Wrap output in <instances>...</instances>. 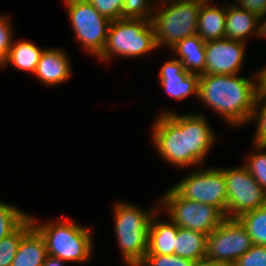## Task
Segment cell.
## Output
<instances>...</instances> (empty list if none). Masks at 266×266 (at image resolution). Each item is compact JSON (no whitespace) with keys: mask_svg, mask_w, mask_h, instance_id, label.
Wrapping results in <instances>:
<instances>
[{"mask_svg":"<svg viewBox=\"0 0 266 266\" xmlns=\"http://www.w3.org/2000/svg\"><path fill=\"white\" fill-rule=\"evenodd\" d=\"M202 2L161 3L159 4L162 5V7L160 6L161 10L157 9L156 6L154 7L151 22L155 32L157 48L165 45L171 49L186 37L197 34L198 15Z\"/></svg>","mask_w":266,"mask_h":266,"instance_id":"6","label":"cell"},{"mask_svg":"<svg viewBox=\"0 0 266 266\" xmlns=\"http://www.w3.org/2000/svg\"><path fill=\"white\" fill-rule=\"evenodd\" d=\"M158 76L161 87L174 100L191 95L198 98L199 75L188 73L177 58L166 61Z\"/></svg>","mask_w":266,"mask_h":266,"instance_id":"13","label":"cell"},{"mask_svg":"<svg viewBox=\"0 0 266 266\" xmlns=\"http://www.w3.org/2000/svg\"><path fill=\"white\" fill-rule=\"evenodd\" d=\"M72 70L67 53L60 48H45L34 74L43 85L54 86L69 79Z\"/></svg>","mask_w":266,"mask_h":266,"instance_id":"14","label":"cell"},{"mask_svg":"<svg viewBox=\"0 0 266 266\" xmlns=\"http://www.w3.org/2000/svg\"><path fill=\"white\" fill-rule=\"evenodd\" d=\"M172 188L187 200L217 207L227 218V189L223 168L193 171Z\"/></svg>","mask_w":266,"mask_h":266,"instance_id":"9","label":"cell"},{"mask_svg":"<svg viewBox=\"0 0 266 266\" xmlns=\"http://www.w3.org/2000/svg\"><path fill=\"white\" fill-rule=\"evenodd\" d=\"M258 18L234 4L226 6L225 38L246 43L249 36L258 34Z\"/></svg>","mask_w":266,"mask_h":266,"instance_id":"16","label":"cell"},{"mask_svg":"<svg viewBox=\"0 0 266 266\" xmlns=\"http://www.w3.org/2000/svg\"><path fill=\"white\" fill-rule=\"evenodd\" d=\"M190 74L204 75L206 67L205 42L198 34L186 37L171 48Z\"/></svg>","mask_w":266,"mask_h":266,"instance_id":"18","label":"cell"},{"mask_svg":"<svg viewBox=\"0 0 266 266\" xmlns=\"http://www.w3.org/2000/svg\"><path fill=\"white\" fill-rule=\"evenodd\" d=\"M159 211L152 216L148 229V250L146 255H173L178 226L170 219L160 221L157 219Z\"/></svg>","mask_w":266,"mask_h":266,"instance_id":"15","label":"cell"},{"mask_svg":"<svg viewBox=\"0 0 266 266\" xmlns=\"http://www.w3.org/2000/svg\"><path fill=\"white\" fill-rule=\"evenodd\" d=\"M210 1L202 2L198 15L197 34L204 42L225 38L226 6L215 7Z\"/></svg>","mask_w":266,"mask_h":266,"instance_id":"17","label":"cell"},{"mask_svg":"<svg viewBox=\"0 0 266 266\" xmlns=\"http://www.w3.org/2000/svg\"><path fill=\"white\" fill-rule=\"evenodd\" d=\"M6 65V56L0 51V68Z\"/></svg>","mask_w":266,"mask_h":266,"instance_id":"37","label":"cell"},{"mask_svg":"<svg viewBox=\"0 0 266 266\" xmlns=\"http://www.w3.org/2000/svg\"><path fill=\"white\" fill-rule=\"evenodd\" d=\"M157 49L152 22L146 19H116L111 21L105 46L97 57L109 62L111 58L138 57Z\"/></svg>","mask_w":266,"mask_h":266,"instance_id":"5","label":"cell"},{"mask_svg":"<svg viewBox=\"0 0 266 266\" xmlns=\"http://www.w3.org/2000/svg\"><path fill=\"white\" fill-rule=\"evenodd\" d=\"M262 102V103H261ZM261 108L259 110V106ZM257 121L254 144L266 145V96H256L254 109L252 110L249 121Z\"/></svg>","mask_w":266,"mask_h":266,"instance_id":"27","label":"cell"},{"mask_svg":"<svg viewBox=\"0 0 266 266\" xmlns=\"http://www.w3.org/2000/svg\"><path fill=\"white\" fill-rule=\"evenodd\" d=\"M44 49L27 40L13 42L6 56V65H13L19 71L34 73Z\"/></svg>","mask_w":266,"mask_h":266,"instance_id":"21","label":"cell"},{"mask_svg":"<svg viewBox=\"0 0 266 266\" xmlns=\"http://www.w3.org/2000/svg\"><path fill=\"white\" fill-rule=\"evenodd\" d=\"M265 16H266V13L261 15V16H259V18H258V34H257V37L266 38V20L263 19ZM265 19H266V17H265Z\"/></svg>","mask_w":266,"mask_h":266,"instance_id":"34","label":"cell"},{"mask_svg":"<svg viewBox=\"0 0 266 266\" xmlns=\"http://www.w3.org/2000/svg\"><path fill=\"white\" fill-rule=\"evenodd\" d=\"M235 266H266V246L253 245L234 263Z\"/></svg>","mask_w":266,"mask_h":266,"instance_id":"30","label":"cell"},{"mask_svg":"<svg viewBox=\"0 0 266 266\" xmlns=\"http://www.w3.org/2000/svg\"><path fill=\"white\" fill-rule=\"evenodd\" d=\"M92 6L110 21L121 19L124 0H88Z\"/></svg>","mask_w":266,"mask_h":266,"instance_id":"29","label":"cell"},{"mask_svg":"<svg viewBox=\"0 0 266 266\" xmlns=\"http://www.w3.org/2000/svg\"><path fill=\"white\" fill-rule=\"evenodd\" d=\"M257 96L254 79L238 74L199 76L198 99L234 127L248 124Z\"/></svg>","mask_w":266,"mask_h":266,"instance_id":"2","label":"cell"},{"mask_svg":"<svg viewBox=\"0 0 266 266\" xmlns=\"http://www.w3.org/2000/svg\"><path fill=\"white\" fill-rule=\"evenodd\" d=\"M254 149L243 165L266 191V145L254 144Z\"/></svg>","mask_w":266,"mask_h":266,"instance_id":"25","label":"cell"},{"mask_svg":"<svg viewBox=\"0 0 266 266\" xmlns=\"http://www.w3.org/2000/svg\"><path fill=\"white\" fill-rule=\"evenodd\" d=\"M222 264H219L215 261H212L208 258H203L194 261L193 266H221Z\"/></svg>","mask_w":266,"mask_h":266,"instance_id":"36","label":"cell"},{"mask_svg":"<svg viewBox=\"0 0 266 266\" xmlns=\"http://www.w3.org/2000/svg\"><path fill=\"white\" fill-rule=\"evenodd\" d=\"M227 189V218L237 219L242 214L264 206L265 190L247 168H223Z\"/></svg>","mask_w":266,"mask_h":266,"instance_id":"10","label":"cell"},{"mask_svg":"<svg viewBox=\"0 0 266 266\" xmlns=\"http://www.w3.org/2000/svg\"><path fill=\"white\" fill-rule=\"evenodd\" d=\"M46 257L45 240L33 226L23 236L11 266H42Z\"/></svg>","mask_w":266,"mask_h":266,"instance_id":"19","label":"cell"},{"mask_svg":"<svg viewBox=\"0 0 266 266\" xmlns=\"http://www.w3.org/2000/svg\"><path fill=\"white\" fill-rule=\"evenodd\" d=\"M63 262L64 261L59 259V258L47 255V257H46V259H45V261H44L42 266H63L64 265Z\"/></svg>","mask_w":266,"mask_h":266,"instance_id":"35","label":"cell"},{"mask_svg":"<svg viewBox=\"0 0 266 266\" xmlns=\"http://www.w3.org/2000/svg\"><path fill=\"white\" fill-rule=\"evenodd\" d=\"M177 1H206V0H158L156 1V3L159 2L161 4V3L177 2Z\"/></svg>","mask_w":266,"mask_h":266,"instance_id":"38","label":"cell"},{"mask_svg":"<svg viewBox=\"0 0 266 266\" xmlns=\"http://www.w3.org/2000/svg\"><path fill=\"white\" fill-rule=\"evenodd\" d=\"M159 209L164 210L178 227L209 235L226 216L215 206L181 197L172 187L159 198Z\"/></svg>","mask_w":266,"mask_h":266,"instance_id":"7","label":"cell"},{"mask_svg":"<svg viewBox=\"0 0 266 266\" xmlns=\"http://www.w3.org/2000/svg\"><path fill=\"white\" fill-rule=\"evenodd\" d=\"M264 206L266 207V192H265V202H264Z\"/></svg>","mask_w":266,"mask_h":266,"instance_id":"40","label":"cell"},{"mask_svg":"<svg viewBox=\"0 0 266 266\" xmlns=\"http://www.w3.org/2000/svg\"><path fill=\"white\" fill-rule=\"evenodd\" d=\"M152 144L173 166L190 167L203 162L216 136L202 114L180 115L163 111L152 125Z\"/></svg>","mask_w":266,"mask_h":266,"instance_id":"1","label":"cell"},{"mask_svg":"<svg viewBox=\"0 0 266 266\" xmlns=\"http://www.w3.org/2000/svg\"><path fill=\"white\" fill-rule=\"evenodd\" d=\"M150 3L151 0H124L121 19H146L151 21L154 6Z\"/></svg>","mask_w":266,"mask_h":266,"instance_id":"26","label":"cell"},{"mask_svg":"<svg viewBox=\"0 0 266 266\" xmlns=\"http://www.w3.org/2000/svg\"><path fill=\"white\" fill-rule=\"evenodd\" d=\"M19 208L0 202V240L14 232L27 218Z\"/></svg>","mask_w":266,"mask_h":266,"instance_id":"24","label":"cell"},{"mask_svg":"<svg viewBox=\"0 0 266 266\" xmlns=\"http://www.w3.org/2000/svg\"><path fill=\"white\" fill-rule=\"evenodd\" d=\"M257 96H266V66L256 74Z\"/></svg>","mask_w":266,"mask_h":266,"instance_id":"33","label":"cell"},{"mask_svg":"<svg viewBox=\"0 0 266 266\" xmlns=\"http://www.w3.org/2000/svg\"><path fill=\"white\" fill-rule=\"evenodd\" d=\"M5 15H0V51L7 56L9 49L13 44V32L10 27V20Z\"/></svg>","mask_w":266,"mask_h":266,"instance_id":"31","label":"cell"},{"mask_svg":"<svg viewBox=\"0 0 266 266\" xmlns=\"http://www.w3.org/2000/svg\"><path fill=\"white\" fill-rule=\"evenodd\" d=\"M237 8L247 10L258 17L266 13V0H235Z\"/></svg>","mask_w":266,"mask_h":266,"instance_id":"32","label":"cell"},{"mask_svg":"<svg viewBox=\"0 0 266 266\" xmlns=\"http://www.w3.org/2000/svg\"><path fill=\"white\" fill-rule=\"evenodd\" d=\"M206 247L207 235L182 227L178 228L175 239V255L194 262L206 258Z\"/></svg>","mask_w":266,"mask_h":266,"instance_id":"20","label":"cell"},{"mask_svg":"<svg viewBox=\"0 0 266 266\" xmlns=\"http://www.w3.org/2000/svg\"><path fill=\"white\" fill-rule=\"evenodd\" d=\"M193 261L173 255H146L139 266H193Z\"/></svg>","mask_w":266,"mask_h":266,"instance_id":"28","label":"cell"},{"mask_svg":"<svg viewBox=\"0 0 266 266\" xmlns=\"http://www.w3.org/2000/svg\"><path fill=\"white\" fill-rule=\"evenodd\" d=\"M246 228L253 245L266 246V207L261 206L237 218Z\"/></svg>","mask_w":266,"mask_h":266,"instance_id":"22","label":"cell"},{"mask_svg":"<svg viewBox=\"0 0 266 266\" xmlns=\"http://www.w3.org/2000/svg\"><path fill=\"white\" fill-rule=\"evenodd\" d=\"M76 41L98 57L105 46L111 21L88 0H64Z\"/></svg>","mask_w":266,"mask_h":266,"instance_id":"8","label":"cell"},{"mask_svg":"<svg viewBox=\"0 0 266 266\" xmlns=\"http://www.w3.org/2000/svg\"><path fill=\"white\" fill-rule=\"evenodd\" d=\"M33 227L28 217L14 232L0 240V266H11L23 236Z\"/></svg>","mask_w":266,"mask_h":266,"instance_id":"23","label":"cell"},{"mask_svg":"<svg viewBox=\"0 0 266 266\" xmlns=\"http://www.w3.org/2000/svg\"><path fill=\"white\" fill-rule=\"evenodd\" d=\"M33 226L43 236L47 255L59 258L65 262H86L92 257L93 234L90 229L80 226L67 218L38 223L39 221L29 214ZM62 219V220H61Z\"/></svg>","mask_w":266,"mask_h":266,"instance_id":"4","label":"cell"},{"mask_svg":"<svg viewBox=\"0 0 266 266\" xmlns=\"http://www.w3.org/2000/svg\"><path fill=\"white\" fill-rule=\"evenodd\" d=\"M245 48V42L227 38L205 42L204 74H238L245 60Z\"/></svg>","mask_w":266,"mask_h":266,"instance_id":"12","label":"cell"},{"mask_svg":"<svg viewBox=\"0 0 266 266\" xmlns=\"http://www.w3.org/2000/svg\"><path fill=\"white\" fill-rule=\"evenodd\" d=\"M253 242L238 219L226 218L207 236L206 258L222 265L234 264Z\"/></svg>","mask_w":266,"mask_h":266,"instance_id":"11","label":"cell"},{"mask_svg":"<svg viewBox=\"0 0 266 266\" xmlns=\"http://www.w3.org/2000/svg\"><path fill=\"white\" fill-rule=\"evenodd\" d=\"M221 266H235L234 264H227V265H221Z\"/></svg>","mask_w":266,"mask_h":266,"instance_id":"39","label":"cell"},{"mask_svg":"<svg viewBox=\"0 0 266 266\" xmlns=\"http://www.w3.org/2000/svg\"><path fill=\"white\" fill-rule=\"evenodd\" d=\"M112 209L117 244L125 265L139 266L147 254L150 220L159 210V201L151 211L123 201L115 203Z\"/></svg>","mask_w":266,"mask_h":266,"instance_id":"3","label":"cell"}]
</instances>
